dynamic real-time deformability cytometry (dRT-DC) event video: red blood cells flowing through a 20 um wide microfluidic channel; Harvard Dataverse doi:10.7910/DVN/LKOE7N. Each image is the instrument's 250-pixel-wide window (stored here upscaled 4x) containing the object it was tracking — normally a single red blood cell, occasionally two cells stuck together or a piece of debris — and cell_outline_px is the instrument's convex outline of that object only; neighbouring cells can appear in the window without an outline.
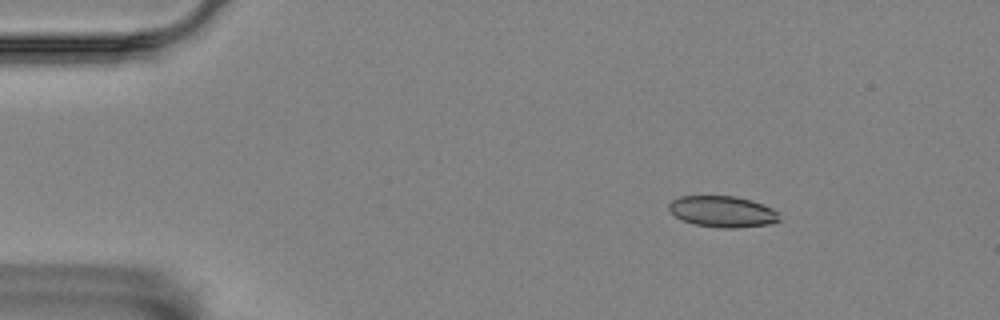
{"species": "Egyptian fruit bat (a non-hibernating species)", "species_latin": "Rousettus aegyptiacus", "temperature_condition": "room temperature", "stored_images_in_passage": 9, "camera_frame_rate_fps": 3000, "um_per_image_px": 0.085, "animal": {"sex": "female"}, "frame": {"image": 1, "passage_image": 2, "time_ms": 0.333, "image_size_px": [1000, 320], "cell_outline_px": [[780, 220], [768, 224], [736, 228], [724, 228], [696, 224], [684, 220], [676, 216], [668, 208], [668, 204], [672, 200], [680, 196], [736, 196], [752, 200], [772, 208], [776, 212]], "centroid_in_image_um": [61.41, 17.97], "position_along_channel_um": 23.6, "area_um2": 19.83}}
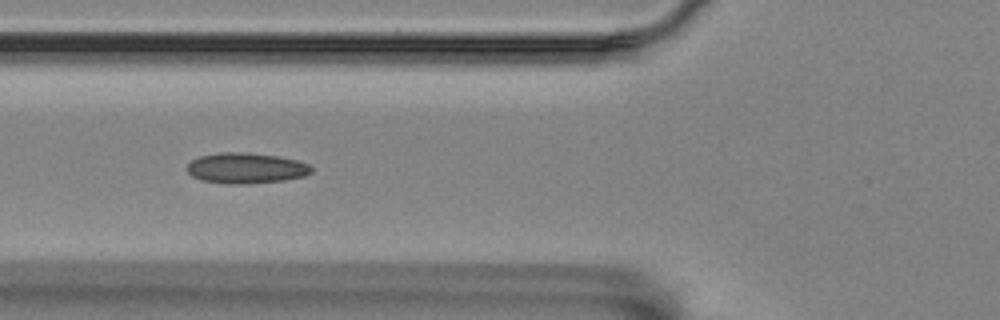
{"frame": {"image": 2, "passage_image": 6, "time_ms": 1.667, "image_size_px": [1000, 320], "cell_outline_px": [[312, 172], [304, 176], [284, 180], [248, 184], [224, 184], [200, 180], [192, 176], [188, 172], [188, 164], [192, 160], [200, 156], [220, 152], [244, 152], [276, 156], [296, 160], [308, 164], [312, 168]], "centroid_in_image_um": [20.89, 14.3], "position_along_channel_um": 104.9, "area_um2": 22.2}}
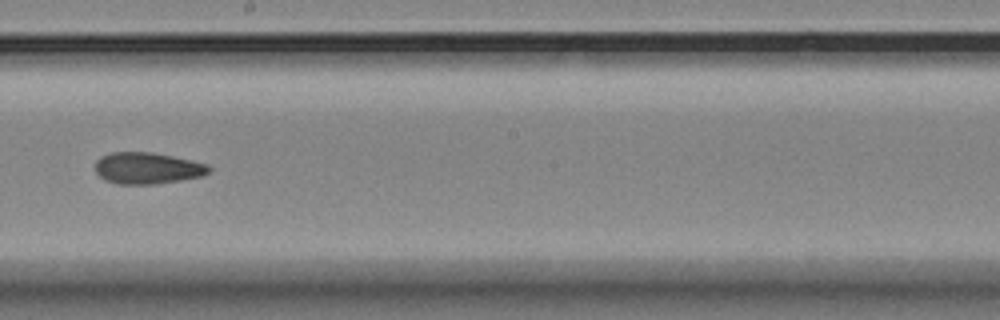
{"frame": {"image": 3, "passage_image": 9, "time_ms": 2.667, "image_size_px": [1000, 320], "cell_outline_px": [[212, 168], [204, 176], [156, 184], [116, 184], [104, 180], [96, 172], [96, 160], [100, 156], [112, 152], [152, 152], [172, 156], [208, 164]], "centroid_in_image_um": [12.52, 14.29], "position_along_channel_um": 235.7, "area_um2": 20.98}}